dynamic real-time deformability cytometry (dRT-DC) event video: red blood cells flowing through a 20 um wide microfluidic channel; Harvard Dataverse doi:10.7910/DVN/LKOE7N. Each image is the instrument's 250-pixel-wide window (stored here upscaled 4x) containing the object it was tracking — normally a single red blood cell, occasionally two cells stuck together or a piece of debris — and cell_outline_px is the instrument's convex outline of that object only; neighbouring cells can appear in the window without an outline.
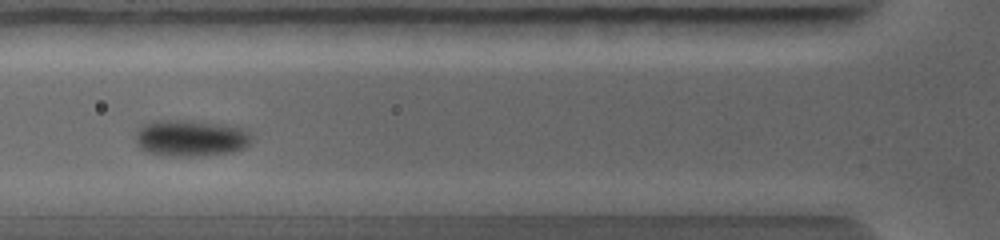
{"species": "common noctule bat (a hibernating species)", "species_latin": "Nyctalus noctula", "temperature_condition": "warm", "stored_images_in_passage": 5, "camera_frame_rate_fps": 5000, "um_per_image_px": 0.085, "animal": {"sex": "female", "body_mass_g": 19.0, "forearm_length_mm": 56.7}, "frame": {"image": 1, "passage_image": 4, "time_ms": 1.6, "image_size_px": [1000, 240], "cell_outline_px": [[252, 140], [244, 148], [232, 152], [204, 156], [160, 156], [144, 152], [136, 144], [136, 132], [144, 124], [156, 120], [180, 120], [212, 124], [240, 128], [248, 132], [252, 136]], "centroid_in_image_um": [16.15, 11.78], "position_along_channel_um": 109.7, "area_um2": 24.57}}